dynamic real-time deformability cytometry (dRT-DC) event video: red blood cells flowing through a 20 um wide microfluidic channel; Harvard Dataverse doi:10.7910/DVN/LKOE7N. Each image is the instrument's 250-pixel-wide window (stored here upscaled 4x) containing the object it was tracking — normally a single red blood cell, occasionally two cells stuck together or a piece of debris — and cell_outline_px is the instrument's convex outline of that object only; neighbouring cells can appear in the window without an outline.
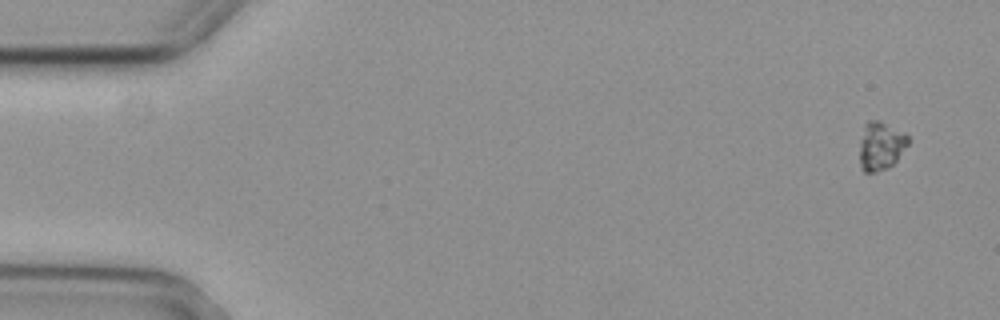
{"species": "common noctule bat (a hibernating species)", "species_latin": "Nyctalus noctula", "temperature_condition": "cold", "stored_images_in_passage": 4, "camera_frame_rate_fps": 3000, "um_per_image_px": 0.085, "animal": {"sex": "female", "body_mass_g": 29.2, "forearm_length_mm": 56.3}, "frame": {"image": 1, "passage_image": 1, "time_ms": 0.0, "image_size_px": [1000, 320], "cell_outline_px": [[908, 144], [896, 160], [888, 168], [876, 172], [864, 172], [860, 168], [860, 140], [864, 124], [868, 120], [880, 120], [904, 132], [908, 136]], "centroid_in_image_um": [74.84, 12.39], "position_along_channel_um": 10.2, "area_um2": 13.76}}
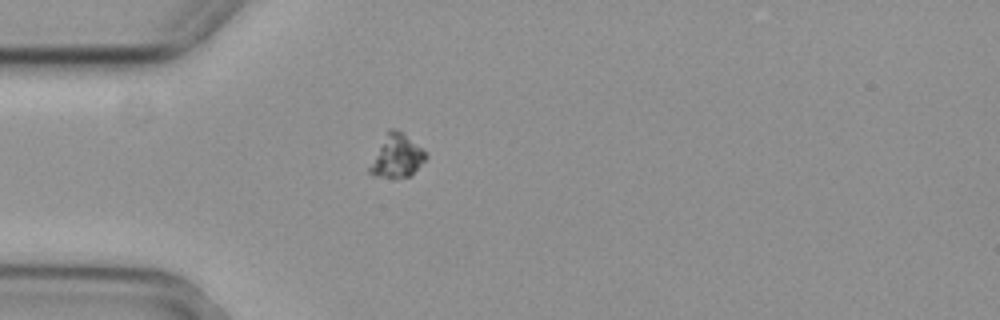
{"frame": {"image": 2, "passage_image": 4, "time_ms": 1.0, "image_size_px": [1000, 320], "cell_outline_px": [[428, 156], [408, 176], [396, 180], [372, 176], [368, 172], [368, 168], [388, 128], [396, 128], [428, 152]], "centroid_in_image_um": [33.7, 13.29], "position_along_channel_um": 51.3, "area_um2": 14.16}}